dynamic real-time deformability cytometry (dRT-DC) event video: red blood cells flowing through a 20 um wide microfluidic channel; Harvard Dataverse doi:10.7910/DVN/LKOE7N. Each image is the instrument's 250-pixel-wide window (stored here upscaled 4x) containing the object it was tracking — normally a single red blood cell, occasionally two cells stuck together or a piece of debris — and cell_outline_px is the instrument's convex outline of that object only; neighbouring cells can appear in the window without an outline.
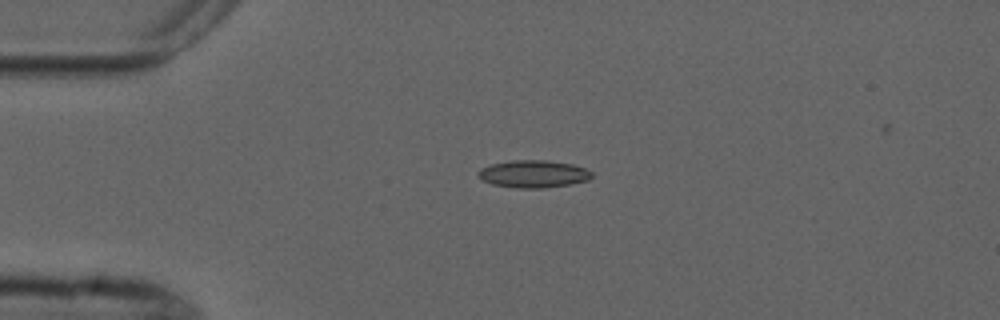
{"species": "common noctule bat (a hibernating species)", "species_latin": "Nyctalus noctula", "temperature_condition": "cold", "stored_images_in_passage": 3, "camera_frame_rate_fps": 3000, "um_per_image_px": 0.085, "animal": {"sex": "male", "forearm_length_mm": 52.5}, "frame": {"image": 1, "passage_image": 2, "time_ms": 2.0, "image_size_px": [1000, 320], "cell_outline_px": [[592, 176], [588, 180], [568, 184], [544, 188], [516, 188], [492, 184], [484, 180], [476, 172], [480, 168], [492, 164], [512, 160], [544, 160], [572, 164], [584, 168], [592, 172]], "centroid_in_image_um": [45.33, 14.78], "position_along_channel_um": 39.7, "area_um2": 17.98}}